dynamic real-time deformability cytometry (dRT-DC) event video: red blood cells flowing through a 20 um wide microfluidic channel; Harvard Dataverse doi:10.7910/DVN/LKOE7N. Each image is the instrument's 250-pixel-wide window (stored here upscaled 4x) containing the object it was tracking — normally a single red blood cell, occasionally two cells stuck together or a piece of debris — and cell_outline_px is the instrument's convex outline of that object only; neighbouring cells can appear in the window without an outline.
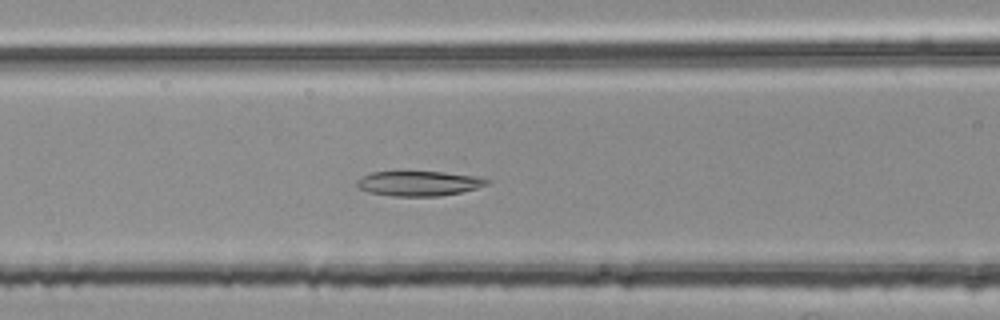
{"species": "common noctule bat (a hibernating species)", "species_latin": "Nyctalus noctula", "temperature_condition": "room temperature", "stored_images_in_passage": 24, "camera_frame_rate_fps": 3000, "um_per_image_px": 0.085, "animal": {"sex": "female", "body_mass_g": 25.1}, "frame": {"image": 1, "passage_image": 8, "time_ms": 2.333, "image_size_px": [1000, 320], "cell_outline_px": [[492, 180], [488, 184], [476, 188], [460, 192], [440, 196], [392, 196], [368, 192], [360, 188], [356, 184], [356, 180], [372, 172], [400, 168], [444, 172], [476, 176]], "centroid_in_image_um": [35.56, 15.53], "position_along_channel_um": 131.0, "area_um2": 19.77}}
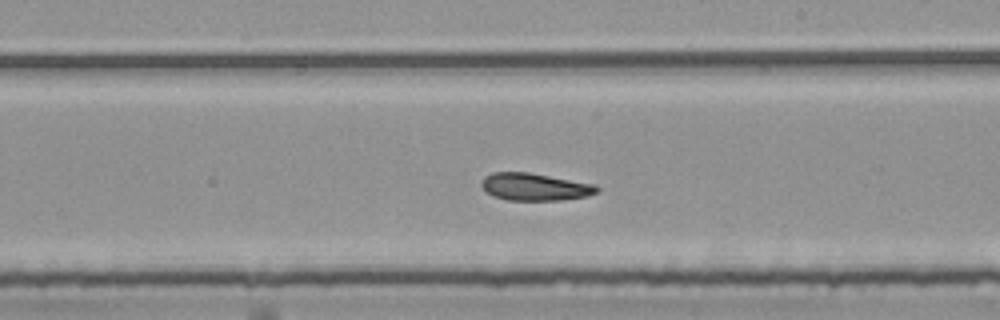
{"frame": {"image": 2, "passage_image": 17, "time_ms": 5.333, "image_size_px": [1000, 320], "cell_outline_px": [[600, 192], [588, 196], [560, 200], [508, 200], [492, 196], [480, 184], [480, 180], [484, 176], [492, 172], [528, 172], [596, 184], [600, 188]], "centroid_in_image_um": [45.48, 15.88], "position_along_channel_um": 243.5, "area_um2": 18.61}}
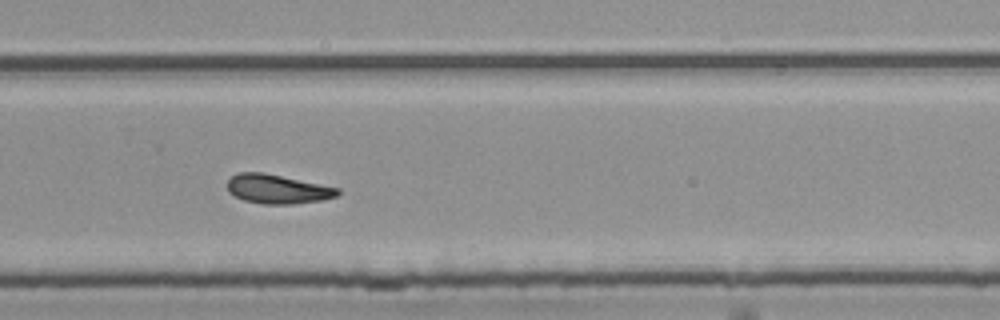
{"frame": {"image": 3, "passage_image": 22, "time_ms": 7.0, "image_size_px": [1000, 320], "cell_outline_px": [[340, 192], [336, 196], [320, 200], [292, 204], [264, 204], [244, 200], [228, 192], [228, 180], [232, 176], [240, 172], [264, 172], [340, 188]], "centroid_in_image_um": [23.58, 16.06], "position_along_channel_um": 306.2, "area_um2": 18.61}}